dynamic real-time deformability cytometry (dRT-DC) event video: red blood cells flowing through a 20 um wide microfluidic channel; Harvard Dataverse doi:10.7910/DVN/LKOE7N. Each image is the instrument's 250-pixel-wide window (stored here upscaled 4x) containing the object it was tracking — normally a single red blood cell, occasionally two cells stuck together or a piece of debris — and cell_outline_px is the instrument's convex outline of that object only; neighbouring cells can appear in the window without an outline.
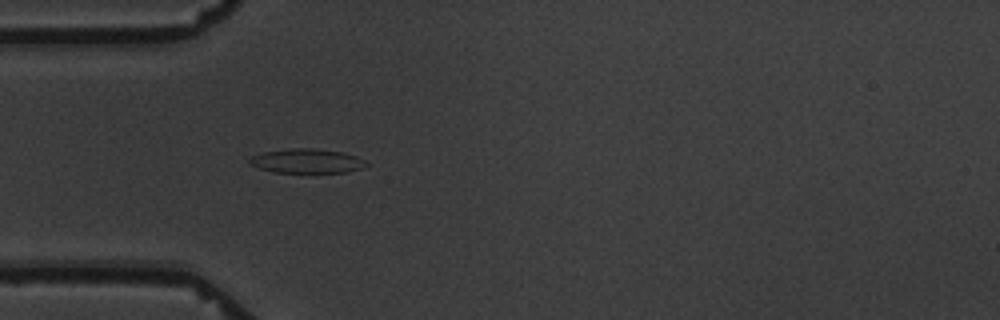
{"species": "common noctule bat (a hibernating species)", "species_latin": "Nyctalus noctula", "temperature_condition": "warm", "stored_images_in_passage": 2, "camera_frame_rate_fps": 3000, "um_per_image_px": 0.085, "animal": {"sex": "male", "body_mass_g": 19.5, "forearm_length_mm": 54.6}, "frame": {"image": 1, "passage_image": 2, "time_ms": 1.333, "image_size_px": [1000, 320], "cell_outline_px": [[368, 164], [364, 168], [348, 172], [276, 172], [260, 168], [248, 164], [248, 160], [252, 156], [260, 152], [292, 148], [312, 148], [344, 152], [356, 156], [364, 160]], "centroid_in_image_um": [26.08, 13.67], "position_along_channel_um": 58.9, "area_um2": 16.59}}